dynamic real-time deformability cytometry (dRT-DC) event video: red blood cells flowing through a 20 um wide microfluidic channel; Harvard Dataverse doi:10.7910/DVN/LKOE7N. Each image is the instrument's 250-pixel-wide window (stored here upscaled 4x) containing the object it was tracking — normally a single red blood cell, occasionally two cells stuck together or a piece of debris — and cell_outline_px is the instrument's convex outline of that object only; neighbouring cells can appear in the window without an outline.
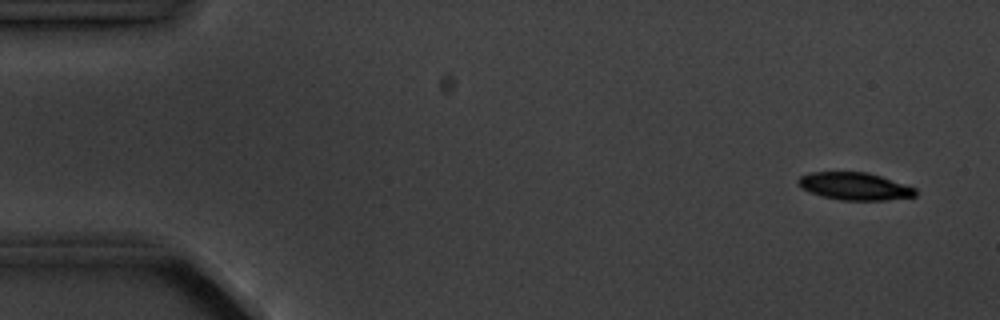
{"species": "common noctule bat (a hibernating species)", "species_latin": "Nyctalus noctula", "temperature_condition": "cold", "stored_images_in_passage": 5, "camera_frame_rate_fps": 3000, "um_per_image_px": 0.085, "animal": {"sex": "male", "body_mass_g": 20.1, "forearm_length_mm": 53.5}, "frame": {"image": 1, "passage_image": 1, "time_ms": 0.0, "image_size_px": [1000, 320], "cell_outline_px": [[916, 196], [884, 200], [840, 200], [824, 196], [812, 192], [804, 188], [796, 180], [800, 176], [808, 172], [868, 172], [916, 188]], "centroid_in_image_um": [72.66, 15.82], "position_along_channel_um": 12.3, "area_um2": 18.5}}